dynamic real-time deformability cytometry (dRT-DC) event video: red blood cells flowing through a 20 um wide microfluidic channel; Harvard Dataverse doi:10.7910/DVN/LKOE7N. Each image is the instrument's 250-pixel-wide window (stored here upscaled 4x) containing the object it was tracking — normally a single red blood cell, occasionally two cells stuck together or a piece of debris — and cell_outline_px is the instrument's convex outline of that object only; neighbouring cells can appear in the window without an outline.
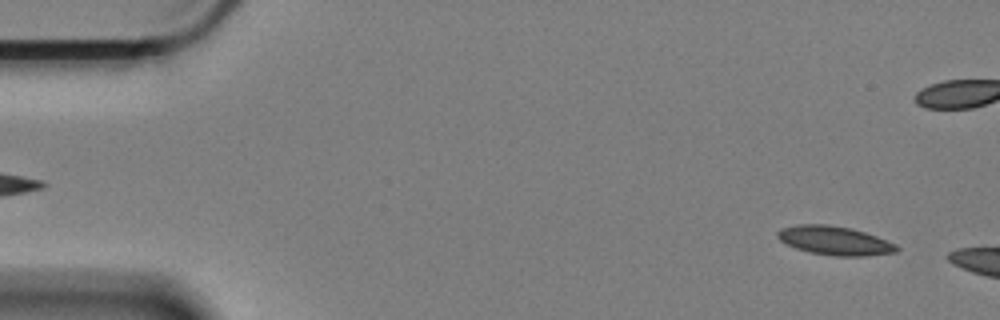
{"species": "Egyptian fruit bat (a non-hibernating species)", "species_latin": "Rousettus aegyptiacus", "temperature_condition": "cold", "stored_images_in_passage": 14, "camera_frame_rate_fps": 3000, "um_per_image_px": 0.085, "animal": {"sex": "female"}, "frame": {"image": 1, "passage_image": 3, "time_ms": 0.667, "image_size_px": [1000, 320], "cell_outline_px": [[900, 248], [896, 252], [864, 256], [832, 256], [808, 252], [796, 248], [780, 240], [776, 236], [776, 232], [780, 228], [796, 224], [824, 224], [852, 228], [876, 236], [896, 244]], "centroid_in_image_um": [70.92, 20.45], "position_along_channel_um": 14.1, "area_um2": 20.11}}